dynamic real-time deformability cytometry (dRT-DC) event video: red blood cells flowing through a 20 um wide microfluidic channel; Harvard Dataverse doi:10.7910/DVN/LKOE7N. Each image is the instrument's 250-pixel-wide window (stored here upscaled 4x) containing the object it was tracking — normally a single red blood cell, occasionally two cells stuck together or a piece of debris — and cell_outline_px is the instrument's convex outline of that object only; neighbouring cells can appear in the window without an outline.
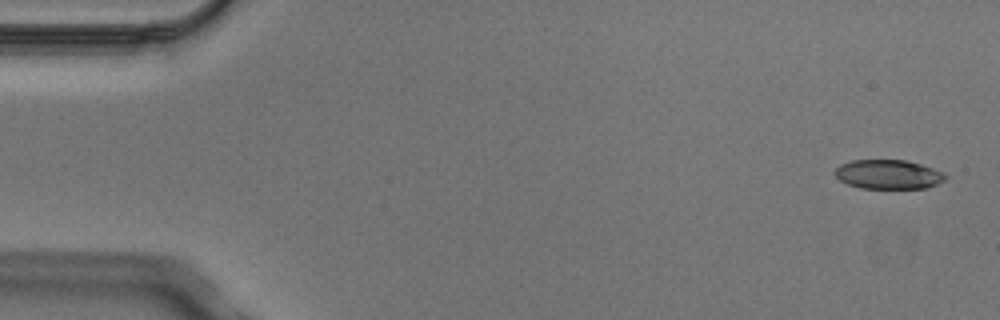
{"species": "Egyptian fruit bat (a non-hibernating species)", "species_latin": "Rousettus aegyptiacus", "temperature_condition": "cold", "stored_images_in_passage": 6, "camera_frame_rate_fps": 3000, "um_per_image_px": 0.085, "animal": {"sex": "male"}, "frame": {"image": 1, "passage_image": 1, "time_ms": 0.0, "image_size_px": [1000, 320], "cell_outline_px": [[948, 176], [944, 180], [928, 188], [860, 188], [848, 184], [840, 180], [832, 172], [840, 164], [852, 160], [904, 160], [920, 164], [944, 172]], "centroid_in_image_um": [75.49, 14.82], "position_along_channel_um": 9.5, "area_um2": 18.84}}
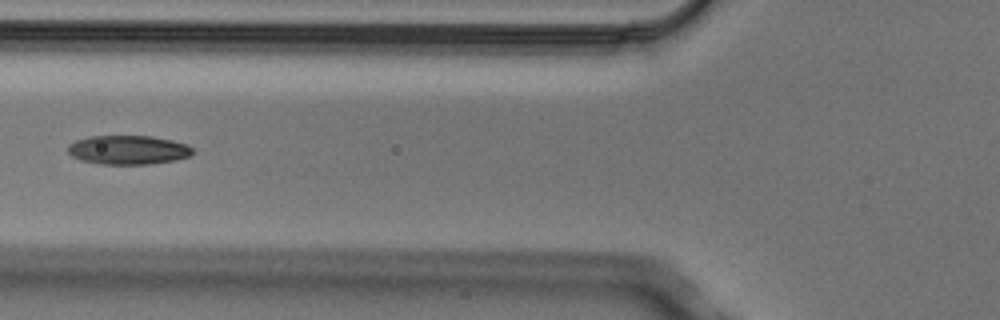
{"frame": {"image": 2, "passage_image": 6, "time_ms": 1.667, "image_size_px": [1000, 320], "cell_outline_px": [[196, 152], [188, 156], [176, 160], [148, 164], [100, 164], [80, 160], [72, 156], [68, 152], [68, 144], [76, 140], [88, 136], [152, 136], [172, 140], [188, 144]], "centroid_in_image_um": [10.9, 12.74], "position_along_channel_um": 114.9, "area_um2": 21.27}}